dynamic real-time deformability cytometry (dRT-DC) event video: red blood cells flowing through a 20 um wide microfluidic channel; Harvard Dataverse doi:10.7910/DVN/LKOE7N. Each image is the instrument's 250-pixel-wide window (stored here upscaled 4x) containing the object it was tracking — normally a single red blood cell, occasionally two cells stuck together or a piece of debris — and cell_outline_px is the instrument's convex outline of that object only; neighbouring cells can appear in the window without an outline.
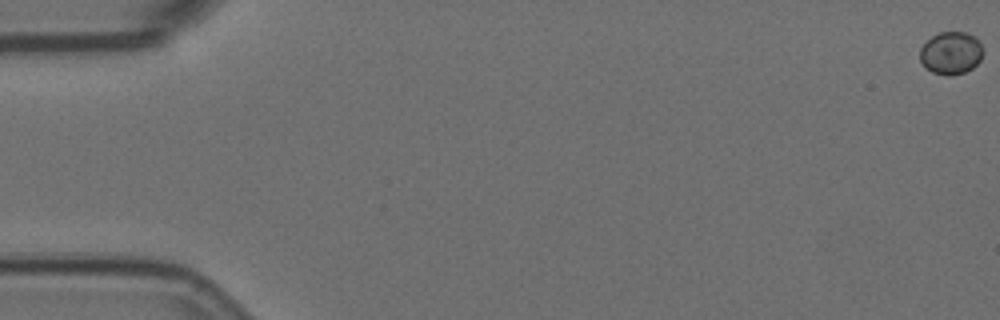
{"species": "Egyptian fruit bat (a non-hibernating species)", "species_latin": "Rousettus aegyptiacus", "temperature_condition": "room temperature", "stored_images_in_passage": 6, "camera_frame_rate_fps": 3000, "um_per_image_px": 0.085, "animal": {"sex": "female"}, "frame": {"image": 1, "passage_image": 1, "time_ms": 0.0, "image_size_px": [1000, 320], "cell_outline_px": [[980, 60], [972, 68], [964, 72], [952, 76], [948, 76], [932, 72], [920, 60], [920, 48], [932, 36], [940, 32], [964, 32], [972, 36], [980, 44]], "centroid_in_image_um": [80.79, 4.52], "position_along_channel_um": 4.2, "area_um2": 15.2}}
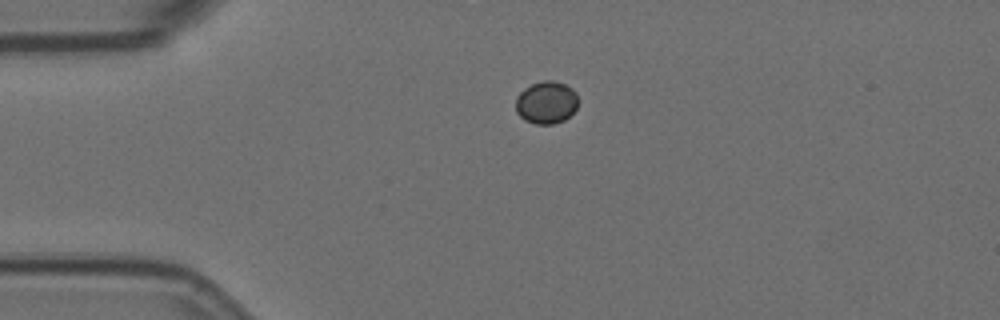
{"frame": {"image": 2, "passage_image": 5, "time_ms": 1.333, "image_size_px": [1000, 320], "cell_outline_px": [[576, 108], [564, 120], [552, 124], [536, 124], [524, 120], [516, 112], [516, 96], [524, 88], [532, 84], [544, 80], [552, 80], [564, 84], [572, 88], [576, 92]], "centroid_in_image_um": [46.41, 8.71], "position_along_channel_um": 38.6, "area_um2": 15.37}}